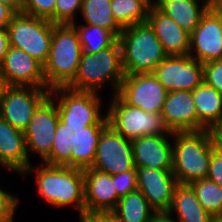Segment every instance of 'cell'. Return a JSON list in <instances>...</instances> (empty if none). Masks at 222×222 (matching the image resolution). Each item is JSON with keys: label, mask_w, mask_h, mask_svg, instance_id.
I'll return each mask as SVG.
<instances>
[{"label": "cell", "mask_w": 222, "mask_h": 222, "mask_svg": "<svg viewBox=\"0 0 222 222\" xmlns=\"http://www.w3.org/2000/svg\"><path fill=\"white\" fill-rule=\"evenodd\" d=\"M124 76L122 50L117 39L111 46L96 53L82 52L76 76L66 87L97 93L98 89L111 82L112 95H115Z\"/></svg>", "instance_id": "cell-1"}, {"label": "cell", "mask_w": 222, "mask_h": 222, "mask_svg": "<svg viewBox=\"0 0 222 222\" xmlns=\"http://www.w3.org/2000/svg\"><path fill=\"white\" fill-rule=\"evenodd\" d=\"M173 174L178 184L207 178L209 161L215 149L210 130L173 132Z\"/></svg>", "instance_id": "cell-2"}, {"label": "cell", "mask_w": 222, "mask_h": 222, "mask_svg": "<svg viewBox=\"0 0 222 222\" xmlns=\"http://www.w3.org/2000/svg\"><path fill=\"white\" fill-rule=\"evenodd\" d=\"M83 49L72 24H53L51 48L43 64L46 88L66 87L76 76Z\"/></svg>", "instance_id": "cell-3"}, {"label": "cell", "mask_w": 222, "mask_h": 222, "mask_svg": "<svg viewBox=\"0 0 222 222\" xmlns=\"http://www.w3.org/2000/svg\"><path fill=\"white\" fill-rule=\"evenodd\" d=\"M34 172L38 194L53 207L73 205L85 211L83 170L41 163Z\"/></svg>", "instance_id": "cell-4"}, {"label": "cell", "mask_w": 222, "mask_h": 222, "mask_svg": "<svg viewBox=\"0 0 222 222\" xmlns=\"http://www.w3.org/2000/svg\"><path fill=\"white\" fill-rule=\"evenodd\" d=\"M118 40L125 74L153 73L168 56L148 22L124 28Z\"/></svg>", "instance_id": "cell-5"}, {"label": "cell", "mask_w": 222, "mask_h": 222, "mask_svg": "<svg viewBox=\"0 0 222 222\" xmlns=\"http://www.w3.org/2000/svg\"><path fill=\"white\" fill-rule=\"evenodd\" d=\"M108 106L109 125L127 139L148 135L173 134L167 127L161 113H148L128 105L118 94L112 95Z\"/></svg>", "instance_id": "cell-6"}, {"label": "cell", "mask_w": 222, "mask_h": 222, "mask_svg": "<svg viewBox=\"0 0 222 222\" xmlns=\"http://www.w3.org/2000/svg\"><path fill=\"white\" fill-rule=\"evenodd\" d=\"M7 30L10 46L27 52L42 64L47 61L53 35V24L49 20L16 13Z\"/></svg>", "instance_id": "cell-7"}, {"label": "cell", "mask_w": 222, "mask_h": 222, "mask_svg": "<svg viewBox=\"0 0 222 222\" xmlns=\"http://www.w3.org/2000/svg\"><path fill=\"white\" fill-rule=\"evenodd\" d=\"M49 96L56 101L59 117L65 124L109 125L107 114H101L98 93L56 87L50 90Z\"/></svg>", "instance_id": "cell-8"}, {"label": "cell", "mask_w": 222, "mask_h": 222, "mask_svg": "<svg viewBox=\"0 0 222 222\" xmlns=\"http://www.w3.org/2000/svg\"><path fill=\"white\" fill-rule=\"evenodd\" d=\"M49 95L47 88L4 85L0 94V117L24 132L35 110Z\"/></svg>", "instance_id": "cell-9"}, {"label": "cell", "mask_w": 222, "mask_h": 222, "mask_svg": "<svg viewBox=\"0 0 222 222\" xmlns=\"http://www.w3.org/2000/svg\"><path fill=\"white\" fill-rule=\"evenodd\" d=\"M128 105L161 113L168 91L153 73L125 74L117 93Z\"/></svg>", "instance_id": "cell-10"}, {"label": "cell", "mask_w": 222, "mask_h": 222, "mask_svg": "<svg viewBox=\"0 0 222 222\" xmlns=\"http://www.w3.org/2000/svg\"><path fill=\"white\" fill-rule=\"evenodd\" d=\"M91 168L110 175L136 170L131 140L108 125L100 134Z\"/></svg>", "instance_id": "cell-11"}, {"label": "cell", "mask_w": 222, "mask_h": 222, "mask_svg": "<svg viewBox=\"0 0 222 222\" xmlns=\"http://www.w3.org/2000/svg\"><path fill=\"white\" fill-rule=\"evenodd\" d=\"M59 112L55 101L48 96L35 110L27 129L24 131L26 151L37 153L44 161L51 152Z\"/></svg>", "instance_id": "cell-12"}, {"label": "cell", "mask_w": 222, "mask_h": 222, "mask_svg": "<svg viewBox=\"0 0 222 222\" xmlns=\"http://www.w3.org/2000/svg\"><path fill=\"white\" fill-rule=\"evenodd\" d=\"M153 74L164 88L170 91H193L203 82V64L188 55L167 56Z\"/></svg>", "instance_id": "cell-13"}, {"label": "cell", "mask_w": 222, "mask_h": 222, "mask_svg": "<svg viewBox=\"0 0 222 222\" xmlns=\"http://www.w3.org/2000/svg\"><path fill=\"white\" fill-rule=\"evenodd\" d=\"M189 55L201 64L222 60V12L218 8H209L190 34Z\"/></svg>", "instance_id": "cell-14"}, {"label": "cell", "mask_w": 222, "mask_h": 222, "mask_svg": "<svg viewBox=\"0 0 222 222\" xmlns=\"http://www.w3.org/2000/svg\"><path fill=\"white\" fill-rule=\"evenodd\" d=\"M0 79L5 86L46 88L43 64L27 52L12 46L0 68Z\"/></svg>", "instance_id": "cell-15"}, {"label": "cell", "mask_w": 222, "mask_h": 222, "mask_svg": "<svg viewBox=\"0 0 222 222\" xmlns=\"http://www.w3.org/2000/svg\"><path fill=\"white\" fill-rule=\"evenodd\" d=\"M138 190L156 211H168L172 204L173 193L178 185L172 170L136 168Z\"/></svg>", "instance_id": "cell-16"}, {"label": "cell", "mask_w": 222, "mask_h": 222, "mask_svg": "<svg viewBox=\"0 0 222 222\" xmlns=\"http://www.w3.org/2000/svg\"><path fill=\"white\" fill-rule=\"evenodd\" d=\"M168 137H173V134L148 135L132 139L135 168L173 170L172 143Z\"/></svg>", "instance_id": "cell-17"}, {"label": "cell", "mask_w": 222, "mask_h": 222, "mask_svg": "<svg viewBox=\"0 0 222 222\" xmlns=\"http://www.w3.org/2000/svg\"><path fill=\"white\" fill-rule=\"evenodd\" d=\"M161 115L171 132L198 131L197 111L189 90L168 92Z\"/></svg>", "instance_id": "cell-18"}, {"label": "cell", "mask_w": 222, "mask_h": 222, "mask_svg": "<svg viewBox=\"0 0 222 222\" xmlns=\"http://www.w3.org/2000/svg\"><path fill=\"white\" fill-rule=\"evenodd\" d=\"M0 165L21 176L31 173L34 169L27 155L24 132L14 128L1 117Z\"/></svg>", "instance_id": "cell-19"}, {"label": "cell", "mask_w": 222, "mask_h": 222, "mask_svg": "<svg viewBox=\"0 0 222 222\" xmlns=\"http://www.w3.org/2000/svg\"><path fill=\"white\" fill-rule=\"evenodd\" d=\"M147 22L153 28L164 52L168 56L189 54L190 33L182 29L155 5L148 10Z\"/></svg>", "instance_id": "cell-20"}, {"label": "cell", "mask_w": 222, "mask_h": 222, "mask_svg": "<svg viewBox=\"0 0 222 222\" xmlns=\"http://www.w3.org/2000/svg\"><path fill=\"white\" fill-rule=\"evenodd\" d=\"M85 211H113L119 201L112 175L93 168L83 170Z\"/></svg>", "instance_id": "cell-21"}, {"label": "cell", "mask_w": 222, "mask_h": 222, "mask_svg": "<svg viewBox=\"0 0 222 222\" xmlns=\"http://www.w3.org/2000/svg\"><path fill=\"white\" fill-rule=\"evenodd\" d=\"M191 92L198 116V131L211 130L222 121V94L204 82Z\"/></svg>", "instance_id": "cell-22"}, {"label": "cell", "mask_w": 222, "mask_h": 222, "mask_svg": "<svg viewBox=\"0 0 222 222\" xmlns=\"http://www.w3.org/2000/svg\"><path fill=\"white\" fill-rule=\"evenodd\" d=\"M168 212H175L178 222H213L215 219L202 207L189 184H178L175 187Z\"/></svg>", "instance_id": "cell-23"}, {"label": "cell", "mask_w": 222, "mask_h": 222, "mask_svg": "<svg viewBox=\"0 0 222 222\" xmlns=\"http://www.w3.org/2000/svg\"><path fill=\"white\" fill-rule=\"evenodd\" d=\"M199 2L198 0H155V6L191 34L209 9L205 4L200 6Z\"/></svg>", "instance_id": "cell-24"}, {"label": "cell", "mask_w": 222, "mask_h": 222, "mask_svg": "<svg viewBox=\"0 0 222 222\" xmlns=\"http://www.w3.org/2000/svg\"><path fill=\"white\" fill-rule=\"evenodd\" d=\"M86 126L91 125L65 124L59 119L50 155L42 163L71 167V147L76 142L78 132L86 130Z\"/></svg>", "instance_id": "cell-25"}, {"label": "cell", "mask_w": 222, "mask_h": 222, "mask_svg": "<svg viewBox=\"0 0 222 222\" xmlns=\"http://www.w3.org/2000/svg\"><path fill=\"white\" fill-rule=\"evenodd\" d=\"M108 125L86 126V130L78 132L74 146H72L71 167L81 170L91 168L96 154L98 140L102 131Z\"/></svg>", "instance_id": "cell-26"}, {"label": "cell", "mask_w": 222, "mask_h": 222, "mask_svg": "<svg viewBox=\"0 0 222 222\" xmlns=\"http://www.w3.org/2000/svg\"><path fill=\"white\" fill-rule=\"evenodd\" d=\"M112 212L119 222H149L156 211L143 194L136 190L121 197Z\"/></svg>", "instance_id": "cell-27"}, {"label": "cell", "mask_w": 222, "mask_h": 222, "mask_svg": "<svg viewBox=\"0 0 222 222\" xmlns=\"http://www.w3.org/2000/svg\"><path fill=\"white\" fill-rule=\"evenodd\" d=\"M81 16L86 25H94L110 31L117 39L122 28L116 23L111 12V0H83Z\"/></svg>", "instance_id": "cell-28"}, {"label": "cell", "mask_w": 222, "mask_h": 222, "mask_svg": "<svg viewBox=\"0 0 222 222\" xmlns=\"http://www.w3.org/2000/svg\"><path fill=\"white\" fill-rule=\"evenodd\" d=\"M149 7L142 0H111V12L122 28L147 22Z\"/></svg>", "instance_id": "cell-29"}, {"label": "cell", "mask_w": 222, "mask_h": 222, "mask_svg": "<svg viewBox=\"0 0 222 222\" xmlns=\"http://www.w3.org/2000/svg\"><path fill=\"white\" fill-rule=\"evenodd\" d=\"M202 207L215 219L222 218V188L207 178L189 184Z\"/></svg>", "instance_id": "cell-30"}, {"label": "cell", "mask_w": 222, "mask_h": 222, "mask_svg": "<svg viewBox=\"0 0 222 222\" xmlns=\"http://www.w3.org/2000/svg\"><path fill=\"white\" fill-rule=\"evenodd\" d=\"M79 35L83 52L96 53L111 46L117 38L108 30L94 25L72 24Z\"/></svg>", "instance_id": "cell-31"}, {"label": "cell", "mask_w": 222, "mask_h": 222, "mask_svg": "<svg viewBox=\"0 0 222 222\" xmlns=\"http://www.w3.org/2000/svg\"><path fill=\"white\" fill-rule=\"evenodd\" d=\"M83 0H57L54 10V24L75 23L76 13L80 10Z\"/></svg>", "instance_id": "cell-32"}, {"label": "cell", "mask_w": 222, "mask_h": 222, "mask_svg": "<svg viewBox=\"0 0 222 222\" xmlns=\"http://www.w3.org/2000/svg\"><path fill=\"white\" fill-rule=\"evenodd\" d=\"M56 1L57 0H25L22 13L49 20L54 24Z\"/></svg>", "instance_id": "cell-33"}, {"label": "cell", "mask_w": 222, "mask_h": 222, "mask_svg": "<svg viewBox=\"0 0 222 222\" xmlns=\"http://www.w3.org/2000/svg\"><path fill=\"white\" fill-rule=\"evenodd\" d=\"M112 181L119 198L138 190L136 170H127L120 174L112 175Z\"/></svg>", "instance_id": "cell-34"}, {"label": "cell", "mask_w": 222, "mask_h": 222, "mask_svg": "<svg viewBox=\"0 0 222 222\" xmlns=\"http://www.w3.org/2000/svg\"><path fill=\"white\" fill-rule=\"evenodd\" d=\"M203 82L222 94V60L203 64Z\"/></svg>", "instance_id": "cell-35"}, {"label": "cell", "mask_w": 222, "mask_h": 222, "mask_svg": "<svg viewBox=\"0 0 222 222\" xmlns=\"http://www.w3.org/2000/svg\"><path fill=\"white\" fill-rule=\"evenodd\" d=\"M19 199L15 195L0 188V222H14V213Z\"/></svg>", "instance_id": "cell-36"}, {"label": "cell", "mask_w": 222, "mask_h": 222, "mask_svg": "<svg viewBox=\"0 0 222 222\" xmlns=\"http://www.w3.org/2000/svg\"><path fill=\"white\" fill-rule=\"evenodd\" d=\"M207 179L215 182L222 188V153L216 148L212 151L209 161Z\"/></svg>", "instance_id": "cell-37"}, {"label": "cell", "mask_w": 222, "mask_h": 222, "mask_svg": "<svg viewBox=\"0 0 222 222\" xmlns=\"http://www.w3.org/2000/svg\"><path fill=\"white\" fill-rule=\"evenodd\" d=\"M78 215L80 222H119L112 211H84Z\"/></svg>", "instance_id": "cell-38"}, {"label": "cell", "mask_w": 222, "mask_h": 222, "mask_svg": "<svg viewBox=\"0 0 222 222\" xmlns=\"http://www.w3.org/2000/svg\"><path fill=\"white\" fill-rule=\"evenodd\" d=\"M16 13L7 5L0 3V30L7 29Z\"/></svg>", "instance_id": "cell-39"}, {"label": "cell", "mask_w": 222, "mask_h": 222, "mask_svg": "<svg viewBox=\"0 0 222 222\" xmlns=\"http://www.w3.org/2000/svg\"><path fill=\"white\" fill-rule=\"evenodd\" d=\"M10 48L9 34L7 29L0 30V68L3 65L7 51Z\"/></svg>", "instance_id": "cell-40"}, {"label": "cell", "mask_w": 222, "mask_h": 222, "mask_svg": "<svg viewBox=\"0 0 222 222\" xmlns=\"http://www.w3.org/2000/svg\"><path fill=\"white\" fill-rule=\"evenodd\" d=\"M215 148L222 153V121L216 124L211 130Z\"/></svg>", "instance_id": "cell-41"}, {"label": "cell", "mask_w": 222, "mask_h": 222, "mask_svg": "<svg viewBox=\"0 0 222 222\" xmlns=\"http://www.w3.org/2000/svg\"><path fill=\"white\" fill-rule=\"evenodd\" d=\"M149 222H178L168 211L155 212Z\"/></svg>", "instance_id": "cell-42"}, {"label": "cell", "mask_w": 222, "mask_h": 222, "mask_svg": "<svg viewBox=\"0 0 222 222\" xmlns=\"http://www.w3.org/2000/svg\"><path fill=\"white\" fill-rule=\"evenodd\" d=\"M0 3L9 6L15 13H22L25 0H0Z\"/></svg>", "instance_id": "cell-43"}, {"label": "cell", "mask_w": 222, "mask_h": 222, "mask_svg": "<svg viewBox=\"0 0 222 222\" xmlns=\"http://www.w3.org/2000/svg\"><path fill=\"white\" fill-rule=\"evenodd\" d=\"M205 4L208 8H219L222 4V0H198Z\"/></svg>", "instance_id": "cell-44"}, {"label": "cell", "mask_w": 222, "mask_h": 222, "mask_svg": "<svg viewBox=\"0 0 222 222\" xmlns=\"http://www.w3.org/2000/svg\"><path fill=\"white\" fill-rule=\"evenodd\" d=\"M149 8L155 5V0H142Z\"/></svg>", "instance_id": "cell-45"}, {"label": "cell", "mask_w": 222, "mask_h": 222, "mask_svg": "<svg viewBox=\"0 0 222 222\" xmlns=\"http://www.w3.org/2000/svg\"><path fill=\"white\" fill-rule=\"evenodd\" d=\"M3 82L1 81V79H0V94H1V90H2V88H3Z\"/></svg>", "instance_id": "cell-46"}, {"label": "cell", "mask_w": 222, "mask_h": 222, "mask_svg": "<svg viewBox=\"0 0 222 222\" xmlns=\"http://www.w3.org/2000/svg\"><path fill=\"white\" fill-rule=\"evenodd\" d=\"M213 222H222V218L214 219Z\"/></svg>", "instance_id": "cell-47"}, {"label": "cell", "mask_w": 222, "mask_h": 222, "mask_svg": "<svg viewBox=\"0 0 222 222\" xmlns=\"http://www.w3.org/2000/svg\"><path fill=\"white\" fill-rule=\"evenodd\" d=\"M218 9L222 12V4L220 5V7Z\"/></svg>", "instance_id": "cell-48"}]
</instances>
